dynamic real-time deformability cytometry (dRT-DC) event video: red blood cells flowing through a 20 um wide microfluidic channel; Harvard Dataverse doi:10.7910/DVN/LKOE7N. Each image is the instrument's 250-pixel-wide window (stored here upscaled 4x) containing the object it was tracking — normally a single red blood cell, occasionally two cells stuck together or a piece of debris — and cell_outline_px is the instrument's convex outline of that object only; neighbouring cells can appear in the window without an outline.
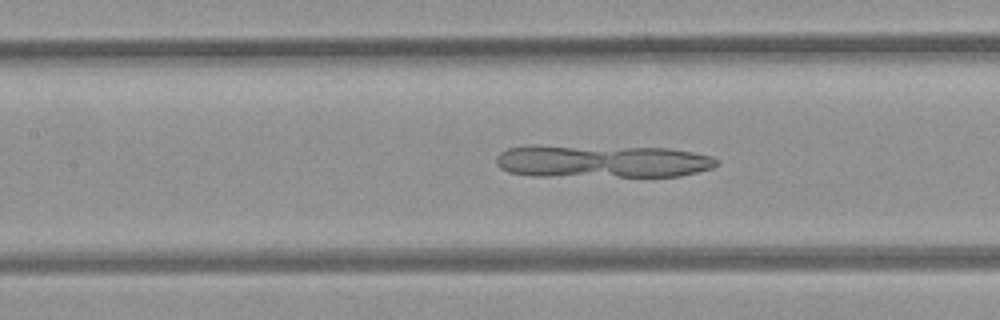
{"species": "common noctule bat (a hibernating species)", "species_latin": "Nyctalus noctula", "temperature_condition": "room temperature", "stored_images_in_passage": 52, "camera_frame_rate_fps": 3000, "um_per_image_px": 0.085, "animal": {"sex": "female", "body_mass_g": 21.9}, "frame": {"image": 1, "passage_image": 24, "time_ms": 7.667, "image_size_px": [1000, 320], "cell_outline_px": [[720, 164], [712, 168], [680, 176], [532, 176], [508, 172], [500, 168], [496, 164], [496, 156], [500, 152], [508, 148], [528, 144], [536, 144], [668, 148], [692, 152], [712, 156], [720, 160]], "centroid_in_image_um": [51.12, 13.69], "position_along_channel_um": 156.3, "area_um2": 43.18}}